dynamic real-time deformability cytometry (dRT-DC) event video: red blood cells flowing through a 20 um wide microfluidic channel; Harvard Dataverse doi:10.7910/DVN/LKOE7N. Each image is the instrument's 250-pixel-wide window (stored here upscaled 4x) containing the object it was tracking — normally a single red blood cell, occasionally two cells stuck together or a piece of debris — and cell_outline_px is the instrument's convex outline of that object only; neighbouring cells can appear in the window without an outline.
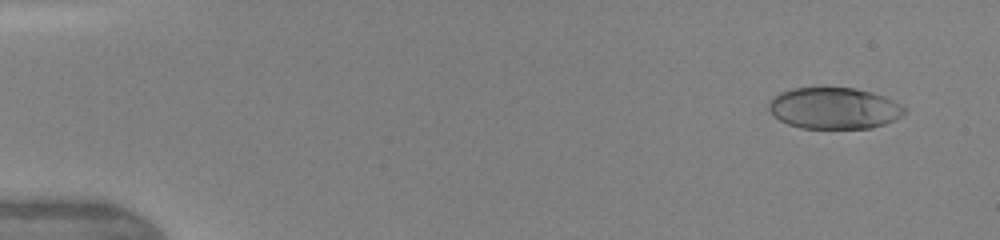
{"species": "human", "species_latin": "Homo sapiens", "temperature_condition": "warm", "stored_images_in_passage": 7, "camera_frame_rate_fps": 3000, "um_per_image_px": 0.085, "donor": {"sex": "female"}, "frame": {"image": 1, "passage_image": 1, "time_ms": 0.0, "image_size_px": [1000, 240], "cell_outline_px": [[908, 112], [884, 124], [872, 128], [800, 128], [788, 124], [772, 116], [768, 108], [768, 104], [780, 92], [792, 88], [852, 88], [872, 92], [884, 96], [892, 100], [904, 108]], "centroid_in_image_um": [70.87, 9.2], "position_along_channel_um": 14.1, "area_um2": 32.54}}
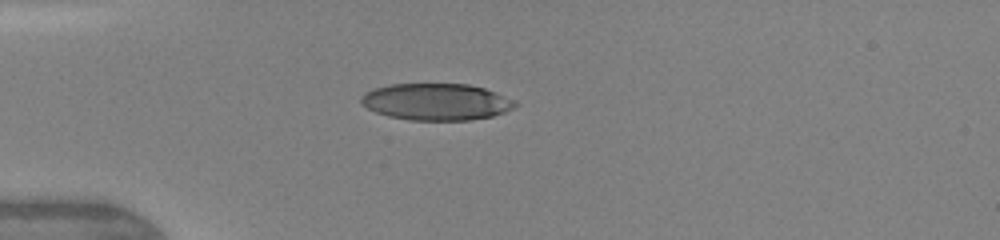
{"frame": {"image": 2, "passage_image": 5, "time_ms": 3.333, "image_size_px": [1000, 240], "cell_outline_px": [[520, 104], [504, 112], [492, 116], [468, 120], [412, 120], [388, 116], [376, 112], [368, 108], [360, 100], [360, 96], [364, 92], [376, 88], [392, 84], [468, 84], [484, 88], [496, 92]], "centroid_in_image_um": [37.08, 8.65], "position_along_channel_um": 47.9, "area_um2": 32.77}}